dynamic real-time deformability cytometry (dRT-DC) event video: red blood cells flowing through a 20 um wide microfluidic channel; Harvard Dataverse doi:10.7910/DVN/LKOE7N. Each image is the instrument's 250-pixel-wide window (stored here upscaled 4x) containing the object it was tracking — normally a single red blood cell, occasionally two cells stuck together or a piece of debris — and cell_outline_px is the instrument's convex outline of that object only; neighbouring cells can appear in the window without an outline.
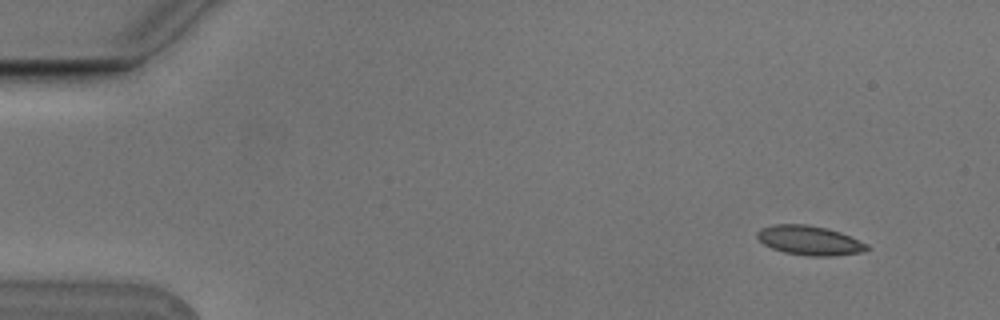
{"species": "Egyptian fruit bat (a non-hibernating species)", "species_latin": "Rousettus aegyptiacus", "temperature_condition": "cold", "stored_images_in_passage": 10, "camera_frame_rate_fps": 3000, "um_per_image_px": 0.085, "animal": {"sex": "male"}, "frame": {"image": 1, "passage_image": 2, "time_ms": 0.333, "image_size_px": [1000, 320], "cell_outline_px": [[872, 248], [860, 252], [832, 256], [808, 256], [784, 252], [772, 248], [764, 244], [756, 236], [756, 232], [760, 228], [776, 224], [808, 224], [828, 228], [840, 232], [868, 244]], "centroid_in_image_um": [68.81, 20.43], "position_along_channel_um": 16.2, "area_um2": 18.84}}
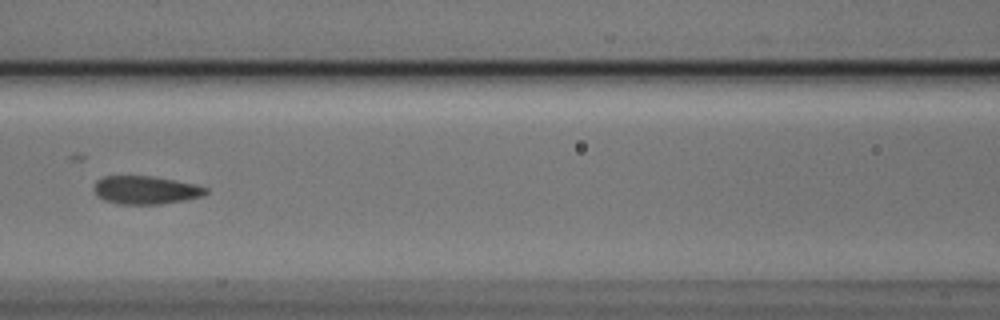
{"frame": {"image": 2, "passage_image": 7, "time_ms": 2.0, "image_size_px": [1000, 320], "cell_outline_px": [[208, 192], [204, 196], [184, 200], [160, 204], [120, 204], [104, 200], [96, 196], [92, 188], [96, 180], [104, 176], [152, 176], [176, 180], [196, 184], [208, 188]], "centroid_in_image_um": [12.37, 16.15], "position_along_channel_um": 154.2, "area_um2": 18.61}}
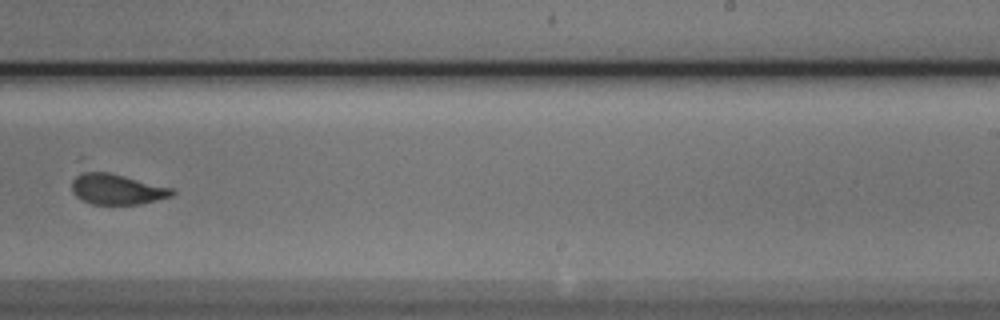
{"frame": {"image": 3, "passage_image": 10, "time_ms": 3.0, "image_size_px": [1000, 320], "cell_outline_px": [[176, 192], [172, 196], [140, 204], [92, 204], [76, 196], [72, 192], [72, 180], [76, 176], [88, 168], [92, 168], [172, 188]], "centroid_in_image_um": [9.88, 16.05], "position_along_channel_um": 279.1, "area_um2": 18.03}}